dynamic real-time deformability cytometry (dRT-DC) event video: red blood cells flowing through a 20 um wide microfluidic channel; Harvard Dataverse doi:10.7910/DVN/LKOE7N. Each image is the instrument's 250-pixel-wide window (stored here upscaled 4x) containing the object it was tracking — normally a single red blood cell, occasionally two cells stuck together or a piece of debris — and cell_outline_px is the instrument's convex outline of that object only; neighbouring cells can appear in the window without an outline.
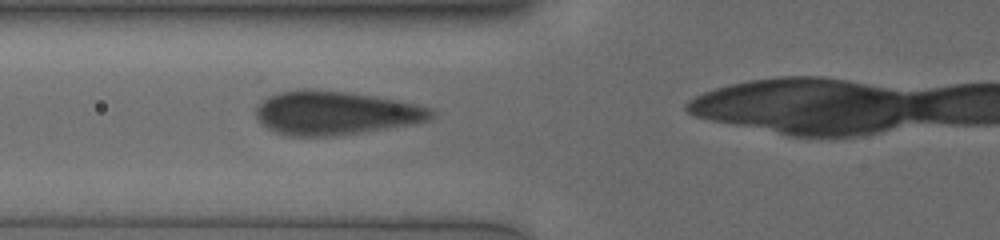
{"species": "human", "species_latin": "Homo sapiens", "temperature_condition": "cold", "stored_images_in_passage": 29, "camera_frame_rate_fps": 3000, "um_per_image_px": 0.085, "donor": {"sex": "male"}, "frame": {"image": 1, "passage_image": 4, "time_ms": 1.0, "image_size_px": [1000, 240], "cell_outline_px": [[432, 116], [428, 120], [332, 136], [284, 136], [268, 128], [256, 116], [256, 108], [268, 96], [280, 92], [304, 88], [312, 88], [344, 92], [372, 96], [396, 100], [428, 108], [432, 112]], "centroid_in_image_um": [28.38, 9.58], "position_along_channel_um": 97.4, "area_um2": 43.47}}
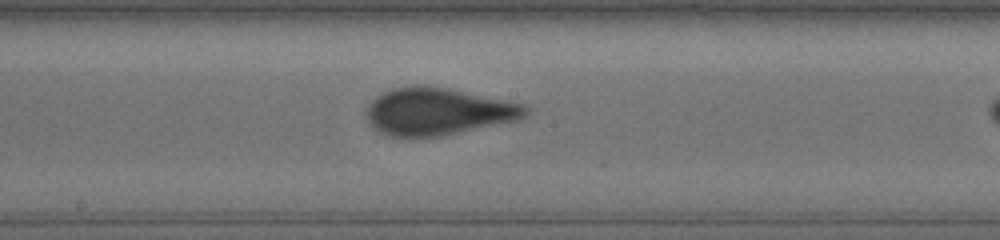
{"frame": {"image": 2, "passage_image": 13, "time_ms": 4.0, "image_size_px": [1000, 240], "cell_outline_px": [[528, 112], [524, 116], [516, 120], [440, 136], [392, 136], [380, 132], [364, 116], [364, 112], [368, 104], [376, 96], [392, 88], [412, 84], [420, 84], [448, 88], [524, 104], [528, 108]], "centroid_in_image_um": [37.17, 9.45], "position_along_channel_um": 211.0, "area_um2": 43.52}}
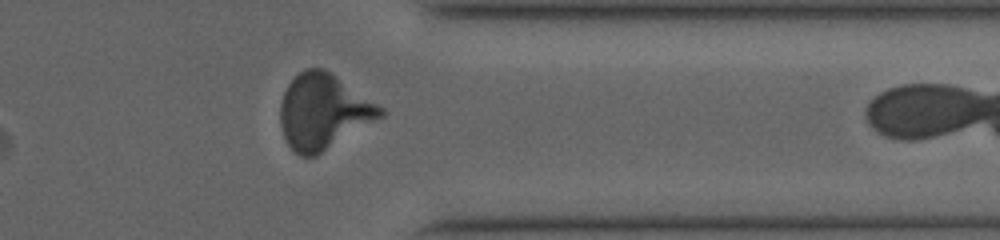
{"frame": {"image": 3, "passage_image": 27, "time_ms": 8.667, "image_size_px": [1000, 240], "cell_outline_px": [[384, 116], [316, 156], [300, 156], [288, 144], [284, 136], [280, 124], [280, 104], [284, 92], [288, 84], [304, 68], [324, 68], [384, 108]], "centroid_in_image_um": [27.48, 9.49], "position_along_channel_um": 383.9, "area_um2": 43.52}}